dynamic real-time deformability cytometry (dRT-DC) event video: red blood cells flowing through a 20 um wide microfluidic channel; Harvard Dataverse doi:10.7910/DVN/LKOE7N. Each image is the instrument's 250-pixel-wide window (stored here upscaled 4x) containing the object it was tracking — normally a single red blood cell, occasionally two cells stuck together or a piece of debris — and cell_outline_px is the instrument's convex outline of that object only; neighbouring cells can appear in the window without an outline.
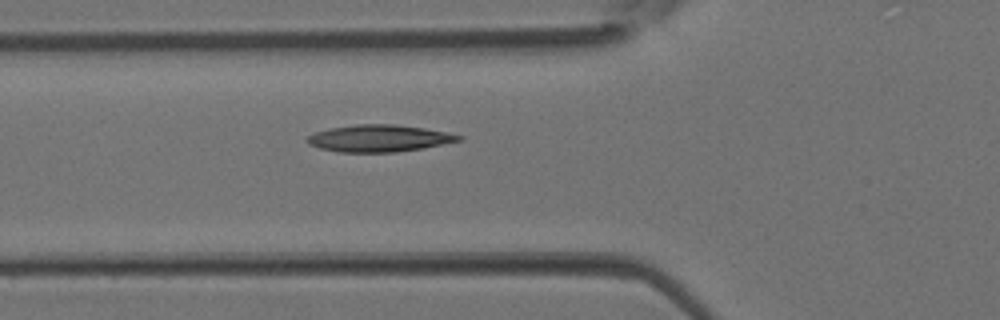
{"species": "Egyptian fruit bat (a non-hibernating species)", "species_latin": "Rousettus aegyptiacus", "temperature_condition": "room temperature", "stored_images_in_passage": 4, "camera_frame_rate_fps": 3000, "um_per_image_px": 0.085, "animal": {"sex": "female"}, "frame": {"image": 1, "passage_image": 4, "time_ms": 1.0, "image_size_px": [1000, 320], "cell_outline_px": [[464, 140], [424, 148], [396, 152], [336, 152], [320, 148], [308, 144], [304, 140], [308, 136], [316, 132], [328, 128], [356, 124], [396, 124], [424, 128], [464, 136]], "centroid_in_image_um": [32.22, 11.76], "position_along_channel_um": 93.6, "area_um2": 23.99}}